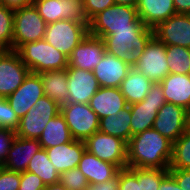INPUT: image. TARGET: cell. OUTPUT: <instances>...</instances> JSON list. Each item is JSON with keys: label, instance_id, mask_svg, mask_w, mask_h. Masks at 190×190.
I'll return each mask as SVG.
<instances>
[{"label": "cell", "instance_id": "obj_1", "mask_svg": "<svg viewBox=\"0 0 190 190\" xmlns=\"http://www.w3.org/2000/svg\"><path fill=\"white\" fill-rule=\"evenodd\" d=\"M173 143L151 128L130 138L127 143V168L169 169Z\"/></svg>", "mask_w": 190, "mask_h": 190}, {"label": "cell", "instance_id": "obj_2", "mask_svg": "<svg viewBox=\"0 0 190 190\" xmlns=\"http://www.w3.org/2000/svg\"><path fill=\"white\" fill-rule=\"evenodd\" d=\"M151 29L138 17L136 7L114 4L88 22V34L104 38L114 30Z\"/></svg>", "mask_w": 190, "mask_h": 190}, {"label": "cell", "instance_id": "obj_3", "mask_svg": "<svg viewBox=\"0 0 190 190\" xmlns=\"http://www.w3.org/2000/svg\"><path fill=\"white\" fill-rule=\"evenodd\" d=\"M17 52L32 73L39 74L68 67V57L44 39L25 43Z\"/></svg>", "mask_w": 190, "mask_h": 190}, {"label": "cell", "instance_id": "obj_4", "mask_svg": "<svg viewBox=\"0 0 190 190\" xmlns=\"http://www.w3.org/2000/svg\"><path fill=\"white\" fill-rule=\"evenodd\" d=\"M153 36V29H122L114 30L103 41L108 53L133 66L134 58L144 51Z\"/></svg>", "mask_w": 190, "mask_h": 190}, {"label": "cell", "instance_id": "obj_5", "mask_svg": "<svg viewBox=\"0 0 190 190\" xmlns=\"http://www.w3.org/2000/svg\"><path fill=\"white\" fill-rule=\"evenodd\" d=\"M46 25L34 4L14 11L12 50L17 51L25 43L44 39Z\"/></svg>", "mask_w": 190, "mask_h": 190}, {"label": "cell", "instance_id": "obj_6", "mask_svg": "<svg viewBox=\"0 0 190 190\" xmlns=\"http://www.w3.org/2000/svg\"><path fill=\"white\" fill-rule=\"evenodd\" d=\"M60 113V105L47 95L39 98L36 104L20 118L15 133L20 138L39 139L45 125Z\"/></svg>", "mask_w": 190, "mask_h": 190}, {"label": "cell", "instance_id": "obj_7", "mask_svg": "<svg viewBox=\"0 0 190 190\" xmlns=\"http://www.w3.org/2000/svg\"><path fill=\"white\" fill-rule=\"evenodd\" d=\"M88 34V24L59 20L46 25L44 40L69 57Z\"/></svg>", "mask_w": 190, "mask_h": 190}, {"label": "cell", "instance_id": "obj_8", "mask_svg": "<svg viewBox=\"0 0 190 190\" xmlns=\"http://www.w3.org/2000/svg\"><path fill=\"white\" fill-rule=\"evenodd\" d=\"M132 67L153 83H160L169 74L166 45L153 36L144 51L134 58Z\"/></svg>", "mask_w": 190, "mask_h": 190}, {"label": "cell", "instance_id": "obj_9", "mask_svg": "<svg viewBox=\"0 0 190 190\" xmlns=\"http://www.w3.org/2000/svg\"><path fill=\"white\" fill-rule=\"evenodd\" d=\"M166 103L160 83H154L143 101L130 104L131 137L151 129L158 110Z\"/></svg>", "mask_w": 190, "mask_h": 190}, {"label": "cell", "instance_id": "obj_10", "mask_svg": "<svg viewBox=\"0 0 190 190\" xmlns=\"http://www.w3.org/2000/svg\"><path fill=\"white\" fill-rule=\"evenodd\" d=\"M73 139L85 141L89 136L99 131V118L89 104L66 103L60 106Z\"/></svg>", "mask_w": 190, "mask_h": 190}, {"label": "cell", "instance_id": "obj_11", "mask_svg": "<svg viewBox=\"0 0 190 190\" xmlns=\"http://www.w3.org/2000/svg\"><path fill=\"white\" fill-rule=\"evenodd\" d=\"M84 142L86 150L97 158L127 168V142L123 139L97 131Z\"/></svg>", "mask_w": 190, "mask_h": 190}, {"label": "cell", "instance_id": "obj_12", "mask_svg": "<svg viewBox=\"0 0 190 190\" xmlns=\"http://www.w3.org/2000/svg\"><path fill=\"white\" fill-rule=\"evenodd\" d=\"M33 4L46 24L59 20L88 24L82 0H34Z\"/></svg>", "mask_w": 190, "mask_h": 190}, {"label": "cell", "instance_id": "obj_13", "mask_svg": "<svg viewBox=\"0 0 190 190\" xmlns=\"http://www.w3.org/2000/svg\"><path fill=\"white\" fill-rule=\"evenodd\" d=\"M30 73L15 50H0V97L15 92Z\"/></svg>", "mask_w": 190, "mask_h": 190}, {"label": "cell", "instance_id": "obj_14", "mask_svg": "<svg viewBox=\"0 0 190 190\" xmlns=\"http://www.w3.org/2000/svg\"><path fill=\"white\" fill-rule=\"evenodd\" d=\"M186 121L184 107L166 102L158 110L152 128L174 143L186 131Z\"/></svg>", "mask_w": 190, "mask_h": 190}, {"label": "cell", "instance_id": "obj_15", "mask_svg": "<svg viewBox=\"0 0 190 190\" xmlns=\"http://www.w3.org/2000/svg\"><path fill=\"white\" fill-rule=\"evenodd\" d=\"M154 36L165 45L190 48V15L175 14L154 29Z\"/></svg>", "mask_w": 190, "mask_h": 190}, {"label": "cell", "instance_id": "obj_16", "mask_svg": "<svg viewBox=\"0 0 190 190\" xmlns=\"http://www.w3.org/2000/svg\"><path fill=\"white\" fill-rule=\"evenodd\" d=\"M68 102L88 104L91 97L100 88L93 71L67 67Z\"/></svg>", "mask_w": 190, "mask_h": 190}, {"label": "cell", "instance_id": "obj_17", "mask_svg": "<svg viewBox=\"0 0 190 190\" xmlns=\"http://www.w3.org/2000/svg\"><path fill=\"white\" fill-rule=\"evenodd\" d=\"M44 95L40 75L30 72L21 86L6 99L18 117L21 118Z\"/></svg>", "mask_w": 190, "mask_h": 190}, {"label": "cell", "instance_id": "obj_18", "mask_svg": "<svg viewBox=\"0 0 190 190\" xmlns=\"http://www.w3.org/2000/svg\"><path fill=\"white\" fill-rule=\"evenodd\" d=\"M102 38L87 34L68 57V67L93 71L105 53Z\"/></svg>", "mask_w": 190, "mask_h": 190}, {"label": "cell", "instance_id": "obj_19", "mask_svg": "<svg viewBox=\"0 0 190 190\" xmlns=\"http://www.w3.org/2000/svg\"><path fill=\"white\" fill-rule=\"evenodd\" d=\"M132 65L105 51L102 60L95 66L93 73L100 87L119 88Z\"/></svg>", "mask_w": 190, "mask_h": 190}, {"label": "cell", "instance_id": "obj_20", "mask_svg": "<svg viewBox=\"0 0 190 190\" xmlns=\"http://www.w3.org/2000/svg\"><path fill=\"white\" fill-rule=\"evenodd\" d=\"M40 149L42 147L39 140L20 138L16 135L2 167L9 171L22 173L27 170L30 160Z\"/></svg>", "mask_w": 190, "mask_h": 190}, {"label": "cell", "instance_id": "obj_21", "mask_svg": "<svg viewBox=\"0 0 190 190\" xmlns=\"http://www.w3.org/2000/svg\"><path fill=\"white\" fill-rule=\"evenodd\" d=\"M49 160L59 174L76 168L86 150L85 142L73 139L71 142L45 149Z\"/></svg>", "mask_w": 190, "mask_h": 190}, {"label": "cell", "instance_id": "obj_22", "mask_svg": "<svg viewBox=\"0 0 190 190\" xmlns=\"http://www.w3.org/2000/svg\"><path fill=\"white\" fill-rule=\"evenodd\" d=\"M88 104L99 119L112 114L117 115L119 111L128 106L120 88L113 87H100Z\"/></svg>", "mask_w": 190, "mask_h": 190}, {"label": "cell", "instance_id": "obj_23", "mask_svg": "<svg viewBox=\"0 0 190 190\" xmlns=\"http://www.w3.org/2000/svg\"><path fill=\"white\" fill-rule=\"evenodd\" d=\"M138 17L151 29L177 14L173 0H138Z\"/></svg>", "mask_w": 190, "mask_h": 190}, {"label": "cell", "instance_id": "obj_24", "mask_svg": "<svg viewBox=\"0 0 190 190\" xmlns=\"http://www.w3.org/2000/svg\"><path fill=\"white\" fill-rule=\"evenodd\" d=\"M78 169L85 175L89 184H100L114 178L119 168L109 162L97 158L87 150L81 156Z\"/></svg>", "mask_w": 190, "mask_h": 190}, {"label": "cell", "instance_id": "obj_25", "mask_svg": "<svg viewBox=\"0 0 190 190\" xmlns=\"http://www.w3.org/2000/svg\"><path fill=\"white\" fill-rule=\"evenodd\" d=\"M160 84L166 102L190 110V74H168Z\"/></svg>", "mask_w": 190, "mask_h": 190}, {"label": "cell", "instance_id": "obj_26", "mask_svg": "<svg viewBox=\"0 0 190 190\" xmlns=\"http://www.w3.org/2000/svg\"><path fill=\"white\" fill-rule=\"evenodd\" d=\"M44 94L58 105L68 103V72L67 69L39 73Z\"/></svg>", "mask_w": 190, "mask_h": 190}, {"label": "cell", "instance_id": "obj_27", "mask_svg": "<svg viewBox=\"0 0 190 190\" xmlns=\"http://www.w3.org/2000/svg\"><path fill=\"white\" fill-rule=\"evenodd\" d=\"M153 84L145 75L132 67L119 88L127 104L130 105L143 101Z\"/></svg>", "mask_w": 190, "mask_h": 190}, {"label": "cell", "instance_id": "obj_28", "mask_svg": "<svg viewBox=\"0 0 190 190\" xmlns=\"http://www.w3.org/2000/svg\"><path fill=\"white\" fill-rule=\"evenodd\" d=\"M38 140L43 149L65 144L73 140L65 118L61 113L50 119Z\"/></svg>", "mask_w": 190, "mask_h": 190}, {"label": "cell", "instance_id": "obj_29", "mask_svg": "<svg viewBox=\"0 0 190 190\" xmlns=\"http://www.w3.org/2000/svg\"><path fill=\"white\" fill-rule=\"evenodd\" d=\"M131 111L130 105L119 111L117 115H110L99 120V131L108 135L116 136L127 143L131 138Z\"/></svg>", "mask_w": 190, "mask_h": 190}, {"label": "cell", "instance_id": "obj_30", "mask_svg": "<svg viewBox=\"0 0 190 190\" xmlns=\"http://www.w3.org/2000/svg\"><path fill=\"white\" fill-rule=\"evenodd\" d=\"M27 172L38 175L45 186L59 183L60 174L48 158L45 149H40L29 162Z\"/></svg>", "mask_w": 190, "mask_h": 190}, {"label": "cell", "instance_id": "obj_31", "mask_svg": "<svg viewBox=\"0 0 190 190\" xmlns=\"http://www.w3.org/2000/svg\"><path fill=\"white\" fill-rule=\"evenodd\" d=\"M169 74H190V48L166 45Z\"/></svg>", "mask_w": 190, "mask_h": 190}, {"label": "cell", "instance_id": "obj_32", "mask_svg": "<svg viewBox=\"0 0 190 190\" xmlns=\"http://www.w3.org/2000/svg\"><path fill=\"white\" fill-rule=\"evenodd\" d=\"M169 169H190V132L187 130L173 143Z\"/></svg>", "mask_w": 190, "mask_h": 190}, {"label": "cell", "instance_id": "obj_33", "mask_svg": "<svg viewBox=\"0 0 190 190\" xmlns=\"http://www.w3.org/2000/svg\"><path fill=\"white\" fill-rule=\"evenodd\" d=\"M141 183V190H158L162 179L169 173L161 168H129Z\"/></svg>", "mask_w": 190, "mask_h": 190}, {"label": "cell", "instance_id": "obj_34", "mask_svg": "<svg viewBox=\"0 0 190 190\" xmlns=\"http://www.w3.org/2000/svg\"><path fill=\"white\" fill-rule=\"evenodd\" d=\"M14 11L0 7V50H12Z\"/></svg>", "mask_w": 190, "mask_h": 190}, {"label": "cell", "instance_id": "obj_35", "mask_svg": "<svg viewBox=\"0 0 190 190\" xmlns=\"http://www.w3.org/2000/svg\"><path fill=\"white\" fill-rule=\"evenodd\" d=\"M59 182L67 190H85L89 184L85 175L78 169V167L62 172L60 174Z\"/></svg>", "mask_w": 190, "mask_h": 190}, {"label": "cell", "instance_id": "obj_36", "mask_svg": "<svg viewBox=\"0 0 190 190\" xmlns=\"http://www.w3.org/2000/svg\"><path fill=\"white\" fill-rule=\"evenodd\" d=\"M20 118L11 108L6 98L0 97V127L16 130Z\"/></svg>", "mask_w": 190, "mask_h": 190}, {"label": "cell", "instance_id": "obj_37", "mask_svg": "<svg viewBox=\"0 0 190 190\" xmlns=\"http://www.w3.org/2000/svg\"><path fill=\"white\" fill-rule=\"evenodd\" d=\"M118 190H141L137 176L129 169L123 168L118 172Z\"/></svg>", "mask_w": 190, "mask_h": 190}, {"label": "cell", "instance_id": "obj_38", "mask_svg": "<svg viewBox=\"0 0 190 190\" xmlns=\"http://www.w3.org/2000/svg\"><path fill=\"white\" fill-rule=\"evenodd\" d=\"M83 10L89 22L95 15L114 5V0H82Z\"/></svg>", "mask_w": 190, "mask_h": 190}, {"label": "cell", "instance_id": "obj_39", "mask_svg": "<svg viewBox=\"0 0 190 190\" xmlns=\"http://www.w3.org/2000/svg\"><path fill=\"white\" fill-rule=\"evenodd\" d=\"M15 137V130L0 127V166H3L6 161L8 152Z\"/></svg>", "mask_w": 190, "mask_h": 190}, {"label": "cell", "instance_id": "obj_40", "mask_svg": "<svg viewBox=\"0 0 190 190\" xmlns=\"http://www.w3.org/2000/svg\"><path fill=\"white\" fill-rule=\"evenodd\" d=\"M20 173L0 166V190H19Z\"/></svg>", "mask_w": 190, "mask_h": 190}, {"label": "cell", "instance_id": "obj_41", "mask_svg": "<svg viewBox=\"0 0 190 190\" xmlns=\"http://www.w3.org/2000/svg\"><path fill=\"white\" fill-rule=\"evenodd\" d=\"M45 187V184L38 175L27 171L20 173L19 190H44Z\"/></svg>", "mask_w": 190, "mask_h": 190}, {"label": "cell", "instance_id": "obj_42", "mask_svg": "<svg viewBox=\"0 0 190 190\" xmlns=\"http://www.w3.org/2000/svg\"><path fill=\"white\" fill-rule=\"evenodd\" d=\"M182 190H190V169H168Z\"/></svg>", "mask_w": 190, "mask_h": 190}, {"label": "cell", "instance_id": "obj_43", "mask_svg": "<svg viewBox=\"0 0 190 190\" xmlns=\"http://www.w3.org/2000/svg\"><path fill=\"white\" fill-rule=\"evenodd\" d=\"M85 190H118V174L106 182L100 184H88V187Z\"/></svg>", "mask_w": 190, "mask_h": 190}, {"label": "cell", "instance_id": "obj_44", "mask_svg": "<svg viewBox=\"0 0 190 190\" xmlns=\"http://www.w3.org/2000/svg\"><path fill=\"white\" fill-rule=\"evenodd\" d=\"M158 190H182L174 177L168 173L161 181Z\"/></svg>", "mask_w": 190, "mask_h": 190}, {"label": "cell", "instance_id": "obj_45", "mask_svg": "<svg viewBox=\"0 0 190 190\" xmlns=\"http://www.w3.org/2000/svg\"><path fill=\"white\" fill-rule=\"evenodd\" d=\"M34 0H3V6L10 10L16 11L24 6L33 4Z\"/></svg>", "mask_w": 190, "mask_h": 190}, {"label": "cell", "instance_id": "obj_46", "mask_svg": "<svg viewBox=\"0 0 190 190\" xmlns=\"http://www.w3.org/2000/svg\"><path fill=\"white\" fill-rule=\"evenodd\" d=\"M174 8L177 14H189L190 13V0H173Z\"/></svg>", "mask_w": 190, "mask_h": 190}, {"label": "cell", "instance_id": "obj_47", "mask_svg": "<svg viewBox=\"0 0 190 190\" xmlns=\"http://www.w3.org/2000/svg\"><path fill=\"white\" fill-rule=\"evenodd\" d=\"M114 3L119 5H128L131 7H136L138 0H114Z\"/></svg>", "mask_w": 190, "mask_h": 190}, {"label": "cell", "instance_id": "obj_48", "mask_svg": "<svg viewBox=\"0 0 190 190\" xmlns=\"http://www.w3.org/2000/svg\"><path fill=\"white\" fill-rule=\"evenodd\" d=\"M44 190H67L60 182L52 185H48Z\"/></svg>", "mask_w": 190, "mask_h": 190}, {"label": "cell", "instance_id": "obj_49", "mask_svg": "<svg viewBox=\"0 0 190 190\" xmlns=\"http://www.w3.org/2000/svg\"><path fill=\"white\" fill-rule=\"evenodd\" d=\"M186 130L190 132V110H187Z\"/></svg>", "mask_w": 190, "mask_h": 190}, {"label": "cell", "instance_id": "obj_50", "mask_svg": "<svg viewBox=\"0 0 190 190\" xmlns=\"http://www.w3.org/2000/svg\"><path fill=\"white\" fill-rule=\"evenodd\" d=\"M3 6V0H0V7Z\"/></svg>", "mask_w": 190, "mask_h": 190}]
</instances>
